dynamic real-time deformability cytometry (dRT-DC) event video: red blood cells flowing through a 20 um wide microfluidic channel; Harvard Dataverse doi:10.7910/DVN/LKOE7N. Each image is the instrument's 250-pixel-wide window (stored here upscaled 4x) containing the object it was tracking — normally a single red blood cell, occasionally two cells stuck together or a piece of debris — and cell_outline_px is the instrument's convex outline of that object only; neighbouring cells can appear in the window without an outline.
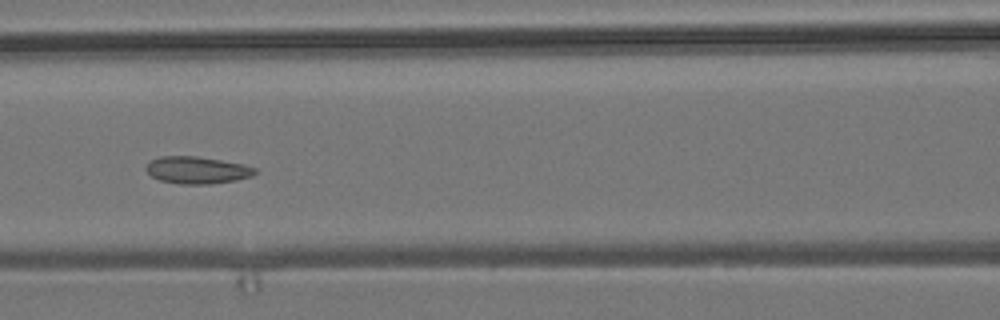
{"species": "common noctule bat (a hibernating species)", "species_latin": "Nyctalus noctula", "temperature_condition": "room temperature", "stored_images_in_passage": 25, "camera_frame_rate_fps": 3000, "um_per_image_px": 0.085, "animal": {"sex": "male", "body_mass_g": 19.2, "forearm_length_mm": 51.8}, "frame": {"image": 1, "passage_image": 22, "time_ms": 7.0, "image_size_px": [1000, 320], "cell_outline_px": [[256, 172], [252, 176], [236, 180], [208, 184], [180, 184], [160, 180], [152, 176], [144, 168], [152, 160], [160, 156], [196, 156], [244, 164], [256, 168]], "centroid_in_image_um": [16.76, 14.46], "position_along_channel_um": 149.8, "area_um2": 17.11}}
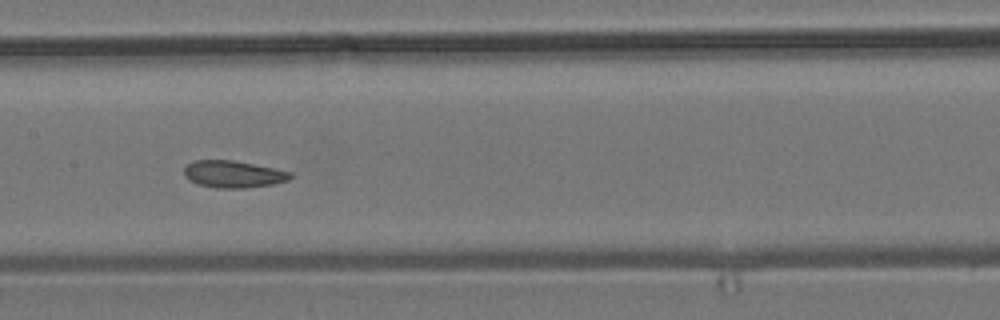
{"frame": {"image": 2, "passage_image": 25, "time_ms": 8.0, "image_size_px": [1000, 320], "cell_outline_px": [[292, 176], [288, 180], [272, 184], [244, 188], [216, 188], [200, 184], [188, 180], [184, 176], [184, 168], [192, 160], [232, 160], [276, 168], [292, 172]], "centroid_in_image_um": [19.82, 14.79], "position_along_channel_um": 187.6, "area_um2": 16.76}}